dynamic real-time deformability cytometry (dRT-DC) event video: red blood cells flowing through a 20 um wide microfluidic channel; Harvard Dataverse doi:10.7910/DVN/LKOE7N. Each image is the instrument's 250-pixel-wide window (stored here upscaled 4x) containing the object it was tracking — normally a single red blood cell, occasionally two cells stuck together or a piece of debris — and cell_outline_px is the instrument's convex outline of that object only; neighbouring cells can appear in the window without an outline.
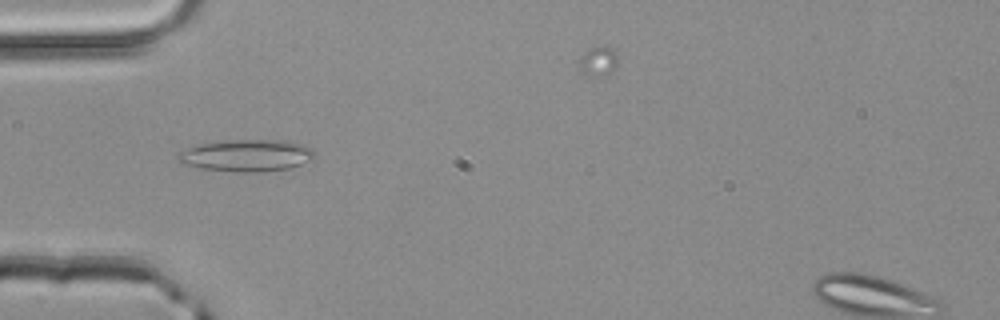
{"species": "common noctule bat (a hibernating species)", "species_latin": "Nyctalus noctula", "temperature_condition": "room temperature", "stored_images_in_passage": 31, "camera_frame_rate_fps": 3000, "um_per_image_px": 0.085, "animal": {"sex": "male", "body_mass_g": 20.4}, "frame": {"image": 1, "passage_image": 3, "time_ms": 0.667, "image_size_px": [1000, 320], "cell_outline_px": [[316, 156], [312, 160], [288, 168], [264, 172], [236, 172], [200, 168], [180, 164], [176, 156], [180, 152], [188, 148], [200, 144], [228, 140], [288, 140], [304, 144], [312, 148]], "centroid_in_image_um": [20.98, 13.22], "position_along_channel_um": 64.0, "area_um2": 25.66}}
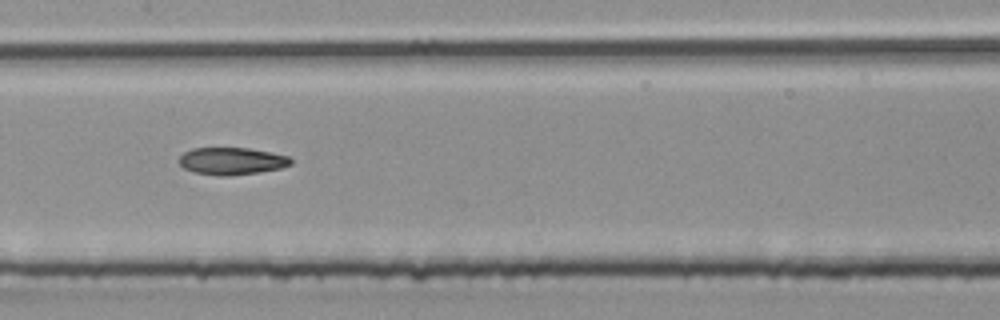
{"frame": {"image": 2, "passage_image": 12, "time_ms": 3.667, "image_size_px": [1000, 320], "cell_outline_px": [[292, 164], [280, 168], [260, 172], [228, 176], [220, 176], [192, 172], [184, 168], [180, 164], [180, 156], [184, 152], [192, 148], [248, 148], [288, 156], [292, 160]], "centroid_in_image_um": [19.68, 13.7], "position_along_channel_um": 187.7, "area_um2": 17.69}}
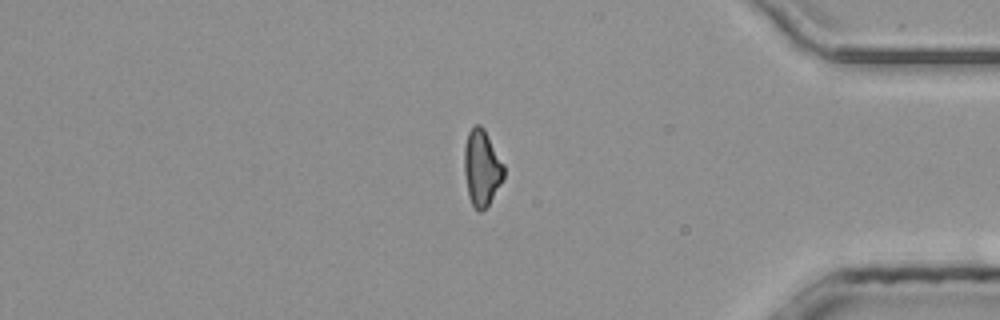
{"frame": {"image": 3, "passage_image": 29, "time_ms": 9.333, "image_size_px": [1000, 320], "cell_outline_px": [[504, 180], [488, 204], [480, 212], [472, 204], [468, 196], [464, 172], [464, 148], [468, 132], [476, 124], [480, 124], [484, 128], [504, 164]], "centroid_in_image_um": [40.95, 14.25], "position_along_channel_um": 394.2, "area_um2": 17.57}}